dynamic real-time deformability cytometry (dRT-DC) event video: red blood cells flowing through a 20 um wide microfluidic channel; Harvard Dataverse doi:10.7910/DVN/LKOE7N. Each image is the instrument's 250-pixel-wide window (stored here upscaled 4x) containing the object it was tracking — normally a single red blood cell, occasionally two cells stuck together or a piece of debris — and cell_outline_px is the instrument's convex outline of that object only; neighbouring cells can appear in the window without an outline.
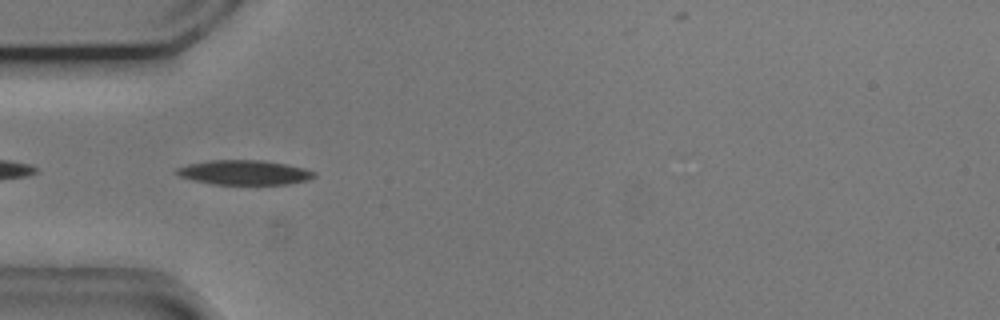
{"species": "common noctule bat (a hibernating species)", "species_latin": "Nyctalus noctula", "temperature_condition": "cold", "stored_images_in_passage": 14, "camera_frame_rate_fps": 3000, "um_per_image_px": 0.085, "animal": {"sex": "male", "body_mass_g": 20.5, "forearm_length_mm": 52.5}, "frame": {"image": 1, "passage_image": 1, "time_ms": 0.0, "image_size_px": [1000, 320], "cell_outline_px": [[316, 176], [308, 180], [288, 184], [212, 184], [192, 180], [180, 176], [172, 172], [176, 168], [188, 164], [208, 160], [264, 160], [304, 168], [316, 172]], "centroid_in_image_um": [20.73, 14.66], "position_along_channel_um": 64.3, "area_um2": 19.83}}